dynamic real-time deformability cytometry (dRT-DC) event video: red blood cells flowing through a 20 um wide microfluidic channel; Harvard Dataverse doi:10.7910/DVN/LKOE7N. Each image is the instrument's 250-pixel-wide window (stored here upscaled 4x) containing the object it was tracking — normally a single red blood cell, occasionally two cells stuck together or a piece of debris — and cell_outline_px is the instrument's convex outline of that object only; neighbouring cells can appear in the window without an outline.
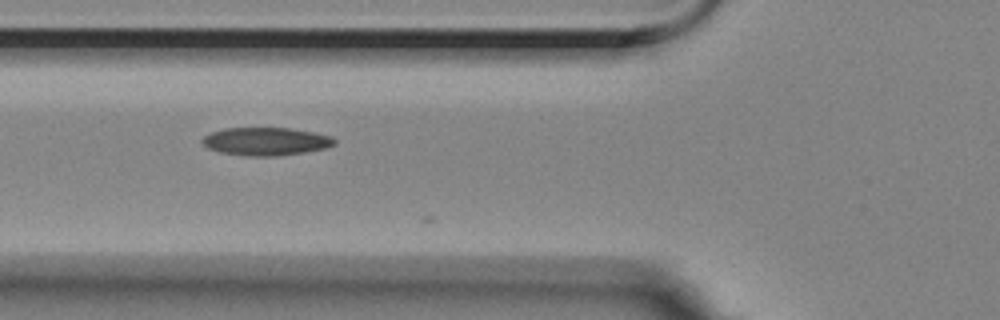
{"species": "Egyptian fruit bat (a non-hibernating species)", "species_latin": "Rousettus aegyptiacus", "temperature_condition": "room temperature", "stored_images_in_passage": 6, "camera_frame_rate_fps": 3000, "um_per_image_px": 0.085, "animal": {"sex": "female"}, "frame": {"image": 1, "passage_image": 4, "time_ms": 1.0, "image_size_px": [1000, 320], "cell_outline_px": [[336, 144], [324, 148], [304, 152], [276, 156], [248, 156], [220, 152], [208, 148], [200, 144], [200, 140], [204, 136], [212, 132], [224, 128], [292, 128], [332, 136], [336, 140]], "centroid_in_image_um": [22.57, 12.01], "position_along_channel_um": 103.2, "area_um2": 21.62}}